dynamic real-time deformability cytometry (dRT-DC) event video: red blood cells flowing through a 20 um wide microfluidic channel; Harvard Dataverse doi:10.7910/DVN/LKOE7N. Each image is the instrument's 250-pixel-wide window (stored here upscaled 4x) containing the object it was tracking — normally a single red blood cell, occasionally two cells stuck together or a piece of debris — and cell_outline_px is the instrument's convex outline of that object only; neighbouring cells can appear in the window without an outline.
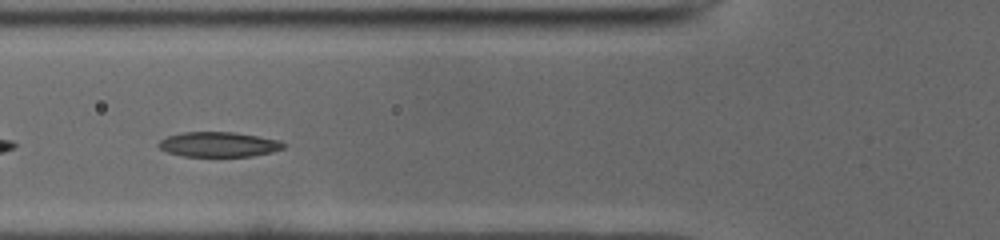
{"species": "common noctule bat (a hibernating species)", "species_latin": "Nyctalus noctula", "temperature_condition": "cold", "stored_images_in_passage": 45, "camera_frame_rate_fps": 3000, "um_per_image_px": 0.085, "animal": {"sex": "male", "body_mass_g": 19.0, "forearm_length_mm": 50.8}, "frame": {"image": 1, "passage_image": 14, "time_ms": 4.333, "image_size_px": [1000, 240], "cell_outline_px": [[284, 148], [272, 152], [252, 156], [184, 156], [168, 152], [160, 148], [156, 144], [160, 140], [168, 136], [180, 132], [236, 132], [260, 136], [280, 140], [284, 144]], "centroid_in_image_um": [18.59, 12.26], "position_along_channel_um": 107.2, "area_um2": 18.21}}
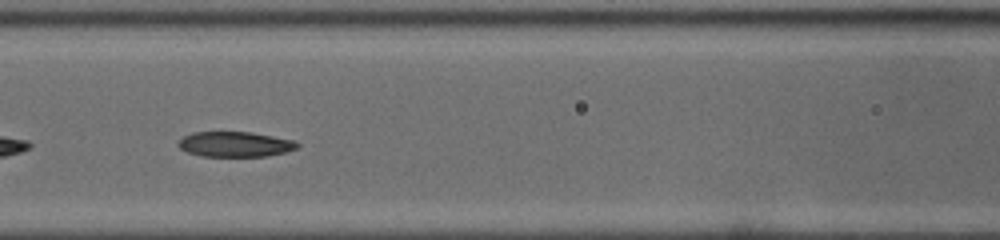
{"frame": {"image": 2, "passage_image": 17, "time_ms": 5.333, "image_size_px": [1000, 240], "cell_outline_px": [[300, 144], [296, 148], [284, 152], [268, 156], [200, 156], [188, 152], [180, 148], [176, 144], [184, 136], [192, 132], [252, 132], [296, 140]], "centroid_in_image_um": [19.99, 12.25], "position_along_channel_um": 146.6, "area_um2": 17.51}}
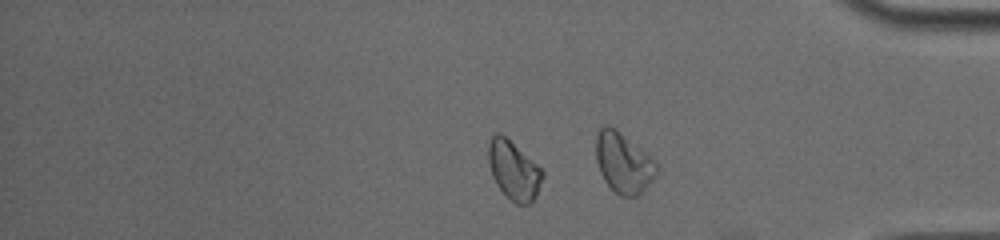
{"frame": {"image": 3, "passage_image": 36, "time_ms": 11.667, "image_size_px": [1000, 240], "cell_outline_px": [[544, 176], [536, 196], [528, 204], [516, 204], [496, 184], [492, 176], [488, 160], [488, 144], [492, 136], [496, 132], [500, 132], [536, 164], [544, 172]], "centroid_in_image_um": [43.65, 14.47], "position_along_channel_um": 391.5, "area_um2": 18.15}, "authors_computed_cell_mechanics": {"area_um2": 18.4382, "velocity_mm_per_s": 3.9621, "shape_relaxation_time_tau1_ms": 6.4434, "shape_relaxation_time_tau2_ms": null, "deformation_change_tau1": 0.1191, "deformation_change_tau2": null}}